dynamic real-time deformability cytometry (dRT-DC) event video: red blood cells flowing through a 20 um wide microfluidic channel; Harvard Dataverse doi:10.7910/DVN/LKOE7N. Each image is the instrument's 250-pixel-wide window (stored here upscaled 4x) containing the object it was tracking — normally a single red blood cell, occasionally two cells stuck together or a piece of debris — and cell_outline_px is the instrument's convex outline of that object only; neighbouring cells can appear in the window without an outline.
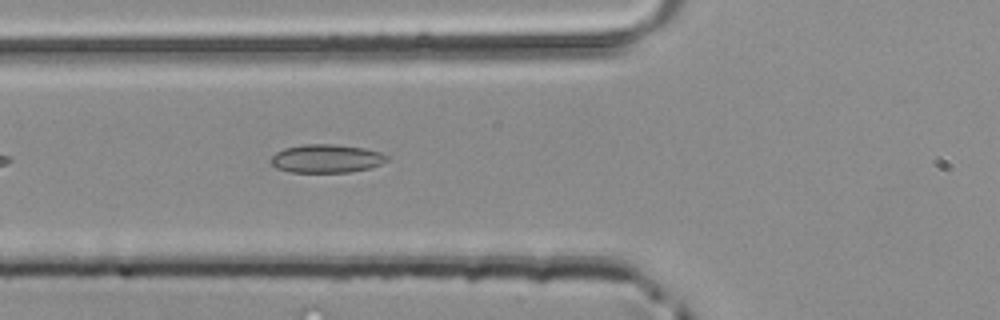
{"species": "common noctule bat (a hibernating species)", "species_latin": "Nyctalus noctula", "temperature_condition": "room temperature", "stored_images_in_passage": 12, "camera_frame_rate_fps": 3000, "um_per_image_px": 0.085, "animal": {"sex": "male", "body_mass_g": 20.4}, "frame": {"image": 1, "passage_image": 4, "time_ms": 1.0, "image_size_px": [1000, 320], "cell_outline_px": [[388, 160], [380, 164], [368, 168], [348, 172], [288, 172], [276, 168], [268, 160], [276, 152], [284, 148], [304, 144], [332, 144], [364, 148], [380, 152], [388, 156]], "centroid_in_image_um": [27.7, 13.48], "position_along_channel_um": 98.1, "area_um2": 19.19}}
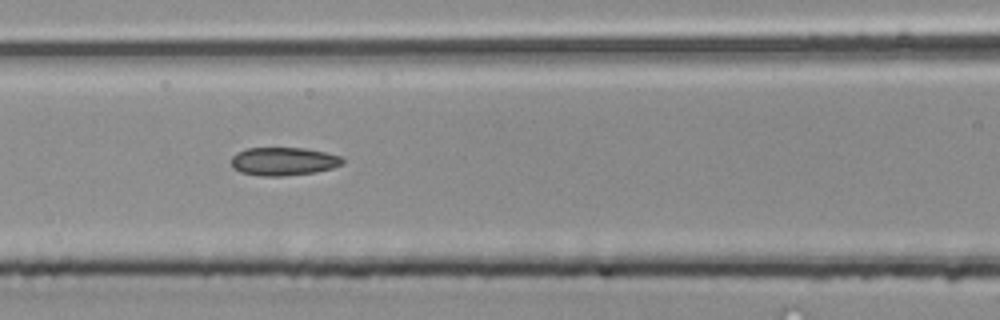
{"frame": {"image": 2, "passage_image": 7, "time_ms": 2.0, "image_size_px": [1000, 320], "cell_outline_px": [[344, 164], [332, 168], [316, 172], [284, 176], [260, 176], [240, 172], [232, 168], [232, 156], [236, 152], [248, 148], [304, 148], [324, 152], [340, 156], [344, 160]], "centroid_in_image_um": [24.09, 13.72], "position_along_channel_um": 142.5, "area_um2": 18.38}}
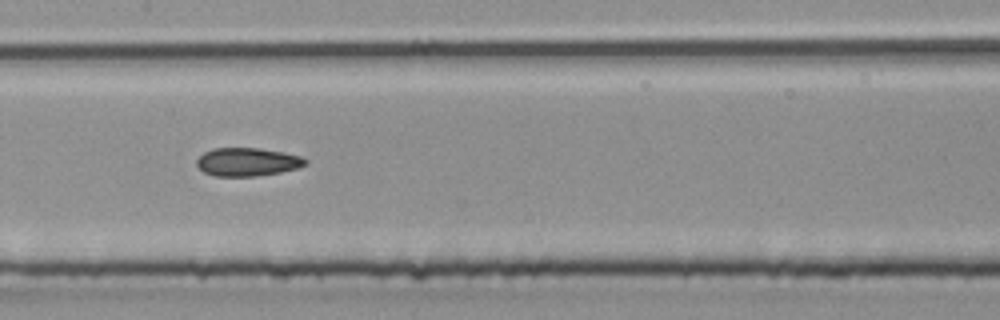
{"frame": {"image": 3, "passage_image": 10, "time_ms": 3.0, "image_size_px": [1000, 320], "cell_outline_px": [[308, 164], [300, 168], [280, 172], [256, 176], [216, 176], [204, 172], [196, 164], [196, 160], [204, 152], [212, 148], [260, 148], [284, 152], [300, 156], [308, 160]], "centroid_in_image_um": [21.06, 13.76], "position_along_channel_um": 186.3, "area_um2": 18.03}}